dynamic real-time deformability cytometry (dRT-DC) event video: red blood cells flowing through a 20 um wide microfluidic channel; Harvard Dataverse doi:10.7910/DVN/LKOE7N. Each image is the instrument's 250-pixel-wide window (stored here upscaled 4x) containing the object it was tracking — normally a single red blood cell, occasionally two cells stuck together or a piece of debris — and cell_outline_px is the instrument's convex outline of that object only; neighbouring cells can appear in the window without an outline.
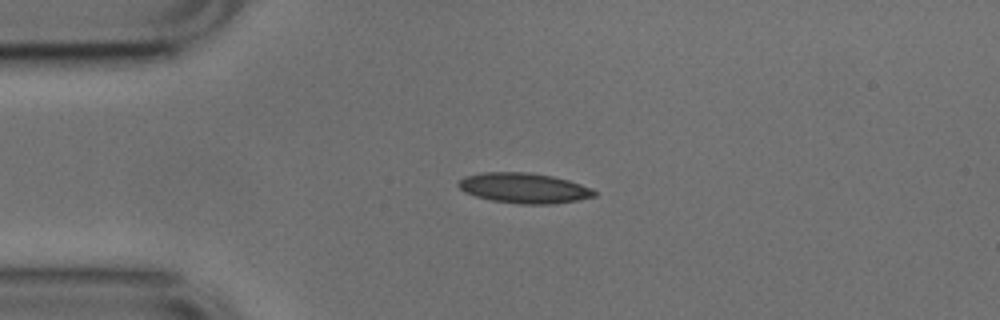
{"species": "common noctule bat (a hibernating species)", "species_latin": "Nyctalus noctula", "temperature_condition": "cold", "stored_images_in_passage": 41, "camera_frame_rate_fps": 3000, "um_per_image_px": 0.085, "animal": {"sex": "male", "body_mass_g": 17.9, "forearm_length_mm": 54.2}, "frame": {"image": 1, "passage_image": 1, "time_ms": 0.0, "image_size_px": [1000, 320], "cell_outline_px": [[596, 196], [576, 200], [552, 204], [520, 204], [492, 200], [476, 196], [464, 192], [456, 184], [464, 176], [484, 172], [528, 172], [552, 176], [568, 180], [592, 188], [596, 192]], "centroid_in_image_um": [44.53, 15.98], "position_along_channel_um": 40.5, "area_um2": 23.87}}
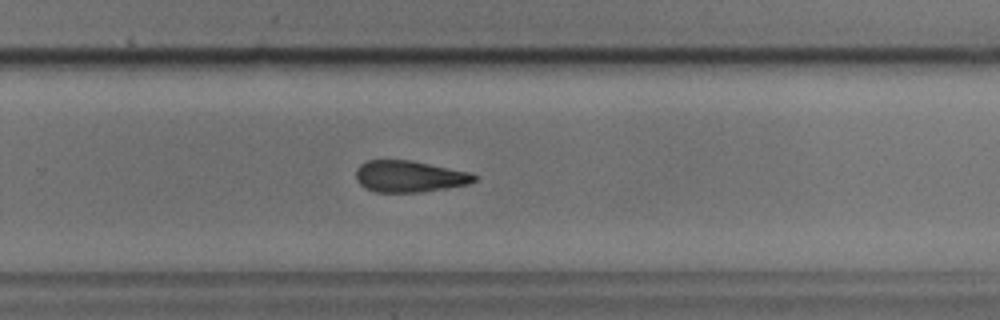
{"frame": {"image": 2, "passage_image": 23, "time_ms": 7.333, "image_size_px": [1000, 320], "cell_outline_px": [[476, 180], [468, 184], [420, 192], [376, 192], [360, 184], [356, 180], [356, 168], [360, 164], [368, 160], [408, 160], [472, 172], [476, 176]], "centroid_in_image_um": [34.79, 14.99], "position_along_channel_um": 295.0, "area_um2": 21.56}}
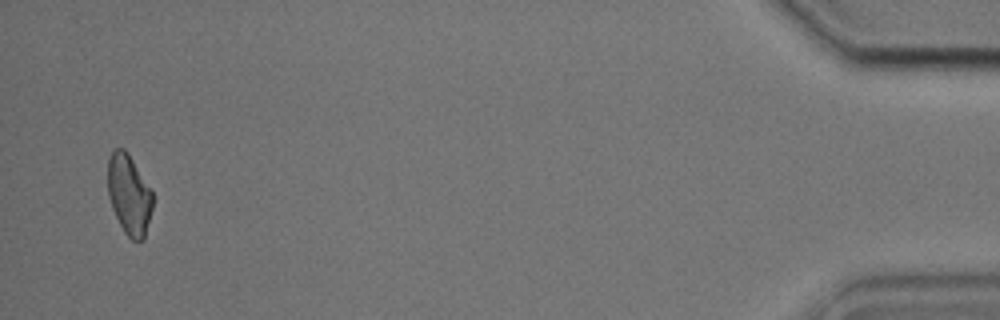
{"frame": {"image": 3, "passage_image": 40, "time_ms": 13.0, "image_size_px": [1000, 320], "cell_outline_px": [[152, 208], [144, 240], [132, 240], [124, 232], [112, 208], [108, 196], [108, 160], [112, 152], [116, 148], [124, 148], [128, 152], [152, 192]], "centroid_in_image_um": [10.96, 16.54], "position_along_channel_um": 424.2, "area_um2": 20.75}, "authors_computed_cell_mechanics": {"area_um2": 22.253, "velocity_mm_per_s": 3.7871, "shape_relaxation_time_tau1_ms": null, "shape_relaxation_time_tau2_ms": 10.5615, "deformation_change_tau1": null, "deformation_change_tau2": 0.2114}}